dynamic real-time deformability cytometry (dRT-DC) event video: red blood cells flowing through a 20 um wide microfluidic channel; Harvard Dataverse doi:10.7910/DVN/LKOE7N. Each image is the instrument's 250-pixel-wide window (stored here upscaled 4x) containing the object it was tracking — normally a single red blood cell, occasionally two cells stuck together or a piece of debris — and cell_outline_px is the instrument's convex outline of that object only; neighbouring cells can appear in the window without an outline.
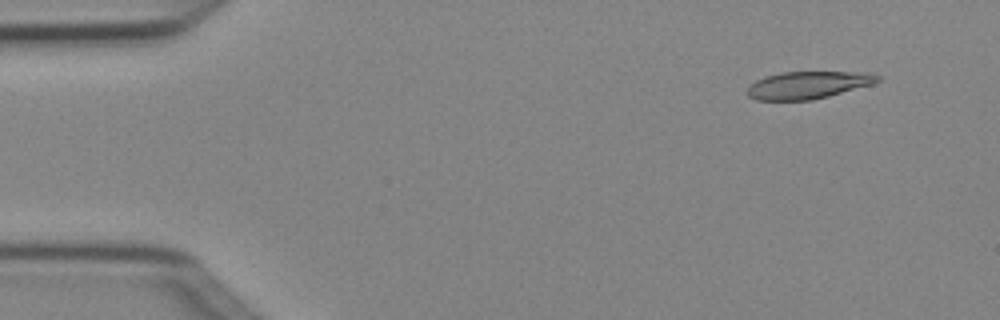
{"species": "Egyptian fruit bat (a non-hibernating species)", "species_latin": "Rousettus aegyptiacus", "temperature_condition": "cold", "stored_images_in_passage": 7, "camera_frame_rate_fps": 3000, "um_per_image_px": 0.085, "animal": {"sex": "female"}, "frame": {"image": 1, "passage_image": 2, "time_ms": 0.333, "image_size_px": [1000, 320], "cell_outline_px": [[880, 80], [872, 84], [828, 96], [812, 100], [756, 100], [748, 96], [748, 88], [756, 80], [764, 76], [780, 72], [872, 72], [880, 76]], "centroid_in_image_um": [68.69, 7.22], "position_along_channel_um": 16.3, "area_um2": 20.75}}
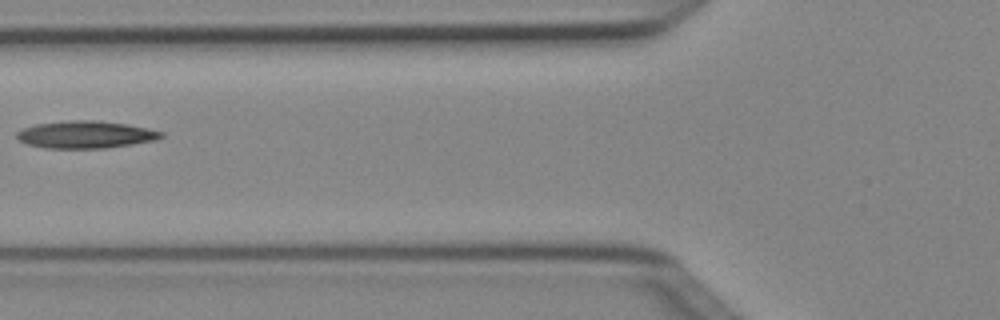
{"frame": {"image": 2, "passage_image": 6, "time_ms": 1.667, "image_size_px": [1000, 320], "cell_outline_px": [[164, 136], [156, 140], [108, 148], [44, 148], [28, 144], [20, 140], [16, 136], [16, 132], [24, 128], [36, 124], [72, 120], [96, 120], [128, 124], [148, 128], [164, 132]], "centroid_in_image_um": [7.31, 11.44], "position_along_channel_um": 118.5, "area_um2": 23.0}}
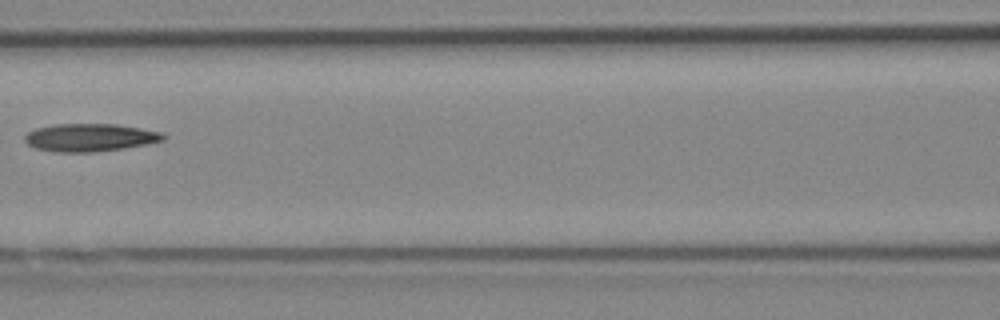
{"frame": {"image": 3, "passage_image": 7, "time_ms": 2.0, "image_size_px": [1000, 320], "cell_outline_px": [[168, 136], [164, 140], [148, 144], [124, 148], [92, 152], [56, 152], [36, 148], [28, 144], [24, 140], [24, 136], [28, 132], [36, 128], [56, 124], [116, 124], [164, 132]], "centroid_in_image_um": [7.69, 11.68], "position_along_channel_um": 158.9, "area_um2": 22.54}}